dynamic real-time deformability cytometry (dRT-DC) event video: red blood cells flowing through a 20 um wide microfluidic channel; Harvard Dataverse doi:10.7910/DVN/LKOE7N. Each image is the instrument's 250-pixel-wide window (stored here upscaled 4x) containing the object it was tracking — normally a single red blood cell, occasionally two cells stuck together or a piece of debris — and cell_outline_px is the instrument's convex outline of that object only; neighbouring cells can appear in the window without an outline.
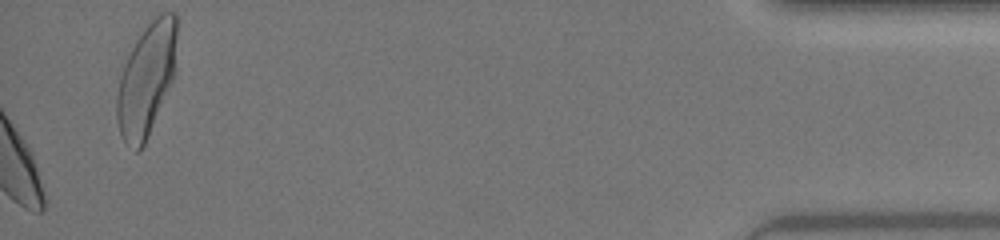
{"species": "human", "species_latin": "Homo sapiens", "temperature_condition": "warm", "stored_images_in_passage": 33, "camera_frame_rate_fps": 3000, "um_per_image_px": 0.085, "donor": {"sex": "female"}, "frame": {"image": 1, "passage_image": 33, "time_ms": 10.667, "image_size_px": [1000, 240], "cell_outline_px": [[176, 36], [172, 80], [144, 144], [136, 152], [124, 140], [120, 132], [116, 120], [116, 100], [120, 76], [124, 64], [136, 40], [148, 24], [160, 12], [176, 12]], "centroid_in_image_um": [12.42, 6.74], "position_along_channel_um": 422.8, "area_um2": 38.32}, "authors_computed_cell_mechanics": {"area_um2": 29.767, "velocity_mm_per_s": 4.3446, "shape_relaxation_time_tau1_ms": 4.621, "shape_relaxation_time_tau2_ms": 1.3277, "deformation_change_tau1": 0.1353, "deformation_change_tau2": 0.0537}}